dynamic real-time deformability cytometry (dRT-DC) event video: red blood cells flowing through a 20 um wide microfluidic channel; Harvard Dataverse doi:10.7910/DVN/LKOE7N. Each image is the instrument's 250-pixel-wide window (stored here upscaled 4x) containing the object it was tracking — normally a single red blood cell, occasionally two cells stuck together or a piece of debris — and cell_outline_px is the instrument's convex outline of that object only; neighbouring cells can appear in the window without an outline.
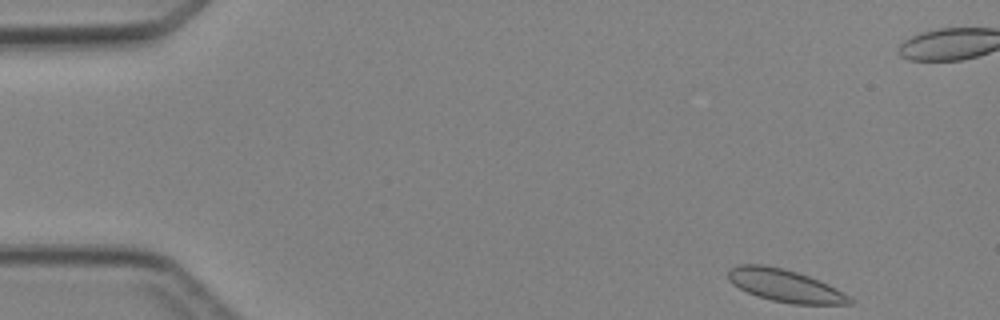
{"species": "Egyptian fruit bat (a non-hibernating species)", "species_latin": "Rousettus aegyptiacus", "temperature_condition": "cold", "stored_images_in_passage": 4, "camera_frame_rate_fps": 3000, "um_per_image_px": 0.085, "animal": {"sex": "female"}, "frame": {"image": 1, "passage_image": 1, "time_ms": 0.0, "image_size_px": [1000, 320], "cell_outline_px": [[852, 304], [792, 304], [772, 300], [756, 296], [732, 284], [728, 280], [728, 268], [740, 264], [764, 264], [784, 268], [808, 276], [828, 284], [836, 288], [848, 296], [852, 300]], "centroid_in_image_um": [66.68, 24.26], "position_along_channel_um": 18.3, "area_um2": 22.95}}